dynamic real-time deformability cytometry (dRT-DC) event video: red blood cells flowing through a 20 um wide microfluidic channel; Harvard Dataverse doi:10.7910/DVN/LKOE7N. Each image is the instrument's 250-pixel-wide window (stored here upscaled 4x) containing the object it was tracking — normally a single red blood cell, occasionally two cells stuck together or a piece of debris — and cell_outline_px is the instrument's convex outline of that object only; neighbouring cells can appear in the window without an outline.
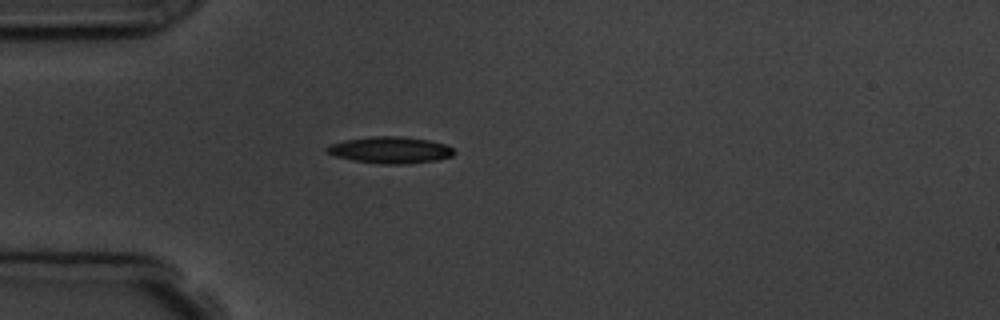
{"species": "common noctule bat (a hibernating species)", "species_latin": "Nyctalus noctula", "temperature_condition": "room temperature", "stored_images_in_passage": 1, "camera_frame_rate_fps": 3000, "um_per_image_px": 0.085, "animal": {"sex": "male", "body_mass_g": 19.5, "forearm_length_mm": 54.6}, "frame": {"image": 1, "passage_image": 1, "time_ms": 0.0, "image_size_px": [1000, 320], "cell_outline_px": [[456, 152], [452, 156], [436, 160], [404, 164], [380, 164], [352, 160], [336, 156], [328, 152], [324, 148], [332, 144], [344, 140], [372, 136], [400, 136], [428, 140], [444, 144], [452, 148]], "centroid_in_image_um": [33.17, 12.75], "position_along_channel_um": 51.8, "area_um2": 19.59}}